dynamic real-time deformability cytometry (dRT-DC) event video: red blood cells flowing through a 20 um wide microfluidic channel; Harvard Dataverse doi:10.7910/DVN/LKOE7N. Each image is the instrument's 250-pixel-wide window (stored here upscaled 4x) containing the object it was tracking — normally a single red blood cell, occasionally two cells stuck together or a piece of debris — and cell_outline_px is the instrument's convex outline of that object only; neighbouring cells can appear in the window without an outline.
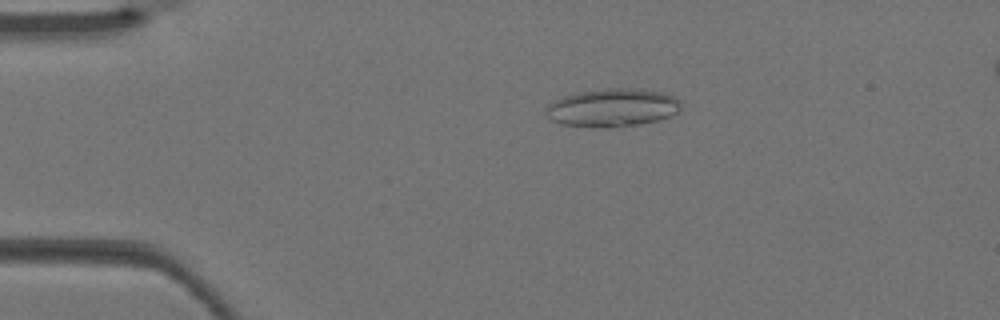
{"species": "Egyptian fruit bat (a non-hibernating species)", "species_latin": "Rousettus aegyptiacus", "temperature_condition": "warm", "stored_images_in_passage": 4, "camera_frame_rate_fps": 3000, "um_per_image_px": 0.085, "animal": {"sex": "female"}, "frame": {"image": 1, "passage_image": 4, "time_ms": 1.0, "image_size_px": [1000, 320], "cell_outline_px": [[680, 108], [676, 112], [668, 116], [656, 120], [640, 124], [608, 128], [604, 128], [560, 124], [552, 120], [544, 112], [544, 108], [552, 100], [564, 96], [580, 92], [604, 88], [636, 88], [664, 92], [676, 96], [680, 100]], "centroid_in_image_um": [52.03, 9.14], "position_along_channel_um": 33.0, "area_um2": 30.23}}